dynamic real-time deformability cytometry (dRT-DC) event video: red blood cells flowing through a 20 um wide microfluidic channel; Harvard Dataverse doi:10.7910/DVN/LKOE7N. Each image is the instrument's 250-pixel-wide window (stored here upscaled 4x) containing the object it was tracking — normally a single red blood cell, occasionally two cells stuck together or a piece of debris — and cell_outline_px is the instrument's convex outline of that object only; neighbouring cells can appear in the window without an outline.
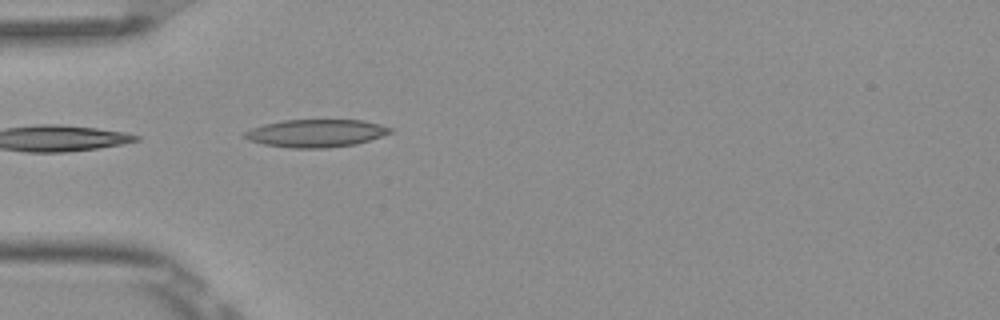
{"species": "Egyptian fruit bat (a non-hibernating species)", "species_latin": "Rousettus aegyptiacus", "temperature_condition": "room temperature", "stored_images_in_passage": 3, "camera_frame_rate_fps": 3000, "um_per_image_px": 0.085, "frame": {"image": 1, "passage_image": 3, "time_ms": 0.667, "image_size_px": [1000, 320], "cell_outline_px": [[392, 132], [356, 144], [328, 148], [292, 148], [264, 144], [248, 140], [244, 136], [244, 132], [252, 128], [264, 124], [284, 120], [360, 120], [380, 124], [392, 128]], "centroid_in_image_um": [26.85, 11.32], "position_along_channel_um": 58.2, "area_um2": 23.35}}